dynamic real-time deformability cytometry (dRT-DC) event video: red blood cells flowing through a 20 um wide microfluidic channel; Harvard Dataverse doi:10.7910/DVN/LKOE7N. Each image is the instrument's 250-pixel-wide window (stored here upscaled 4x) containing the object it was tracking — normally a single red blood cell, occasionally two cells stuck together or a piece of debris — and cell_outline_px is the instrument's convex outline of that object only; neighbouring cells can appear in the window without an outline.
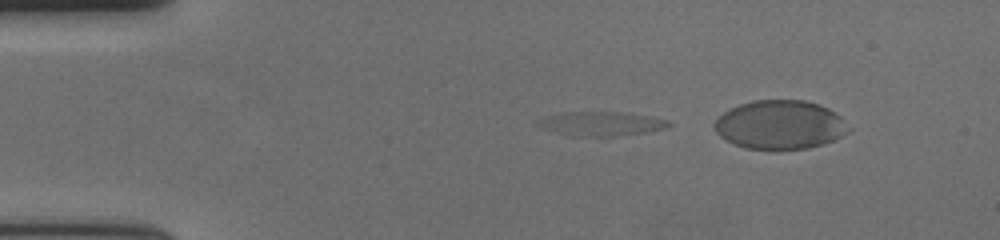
{"species": "human", "species_latin": "Homo sapiens", "temperature_condition": "cold", "stored_images_in_passage": 42, "camera_frame_rate_fps": 3000, "um_per_image_px": 0.085, "donor": {"sex": "female"}, "frame": {"image": 1, "passage_image": 7, "time_ms": 2.0, "image_size_px": [1000, 240], "cell_outline_px": [[672, 124], [664, 128], [644, 132], [612, 136], [572, 136], [536, 124], [536, 120], [548, 116], [564, 112], [620, 112], [652, 116], [668, 120]], "centroid_in_image_um": [51.15, 10.5], "position_along_channel_um": 33.8, "area_um2": 17.92}}
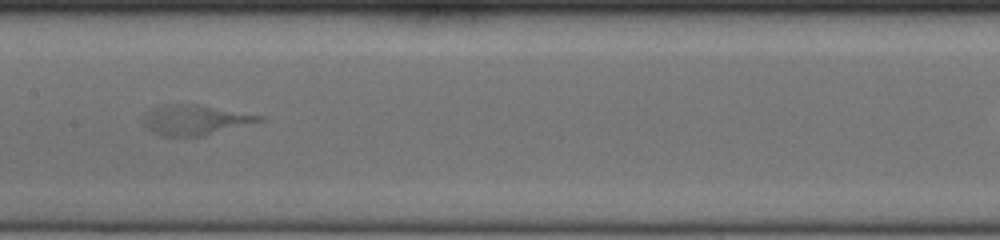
{"frame": {"image": 2, "passage_image": 24, "time_ms": 7.667, "image_size_px": [1000, 240], "cell_outline_px": [[268, 120], [204, 136], [160, 136], [152, 132], [148, 128], [144, 120], [144, 112], [152, 108], [164, 104], [196, 104], [264, 116]], "centroid_in_image_um": [16.62, 10.2], "position_along_channel_um": 190.8, "area_um2": 20.46}}
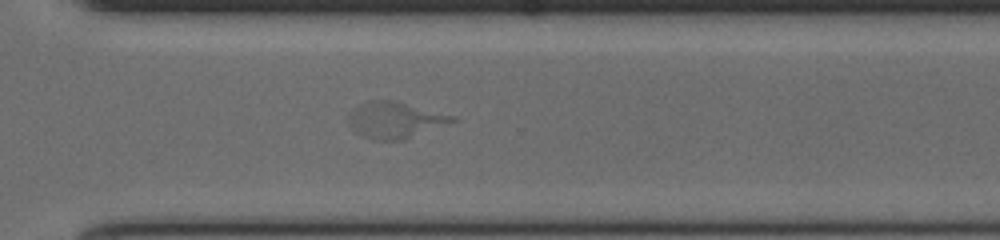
{"frame": {"image": 3, "passage_image": 36, "time_ms": 11.667, "image_size_px": [1000, 240], "cell_outline_px": [[456, 120], [404, 140], [372, 140], [356, 132], [348, 124], [348, 116], [352, 108], [360, 104], [372, 100], [396, 100], [456, 116]], "centroid_in_image_um": [33.55, 10.19], "position_along_channel_um": 337.1, "area_um2": 21.96}}